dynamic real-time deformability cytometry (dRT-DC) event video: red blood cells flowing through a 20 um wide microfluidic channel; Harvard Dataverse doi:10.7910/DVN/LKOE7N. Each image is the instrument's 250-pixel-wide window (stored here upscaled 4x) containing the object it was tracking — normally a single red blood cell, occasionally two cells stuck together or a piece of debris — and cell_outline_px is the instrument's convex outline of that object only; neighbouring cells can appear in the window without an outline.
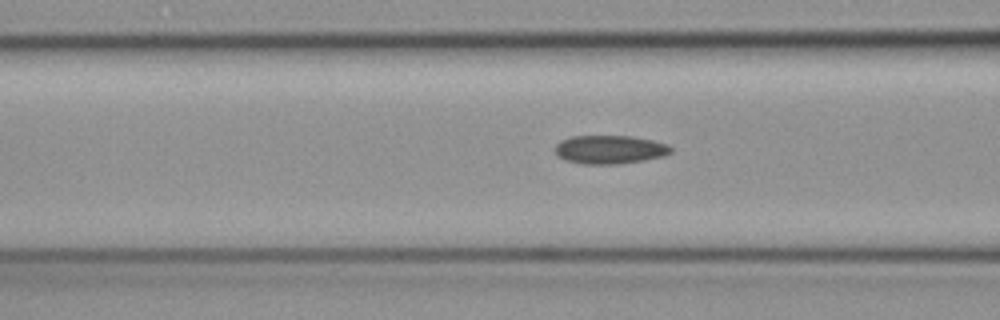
{"species": "common noctule bat (a hibernating species)", "species_latin": "Nyctalus noctula", "temperature_condition": "cold", "stored_images_in_passage": 24, "camera_frame_rate_fps": 3000, "um_per_image_px": 0.085, "animal": {"sex": "female", "body_mass_g": 19.3, "forearm_length_mm": 54.1}, "frame": {"image": 1, "passage_image": 14, "time_ms": 4.333, "image_size_px": [1000, 320], "cell_outline_px": [[672, 152], [664, 156], [644, 160], [616, 164], [580, 164], [564, 160], [556, 156], [556, 144], [560, 140], [572, 136], [632, 136], [652, 140], [668, 144], [672, 148]], "centroid_in_image_um": [51.82, 12.71], "position_along_channel_um": 114.8, "area_um2": 19.42}}